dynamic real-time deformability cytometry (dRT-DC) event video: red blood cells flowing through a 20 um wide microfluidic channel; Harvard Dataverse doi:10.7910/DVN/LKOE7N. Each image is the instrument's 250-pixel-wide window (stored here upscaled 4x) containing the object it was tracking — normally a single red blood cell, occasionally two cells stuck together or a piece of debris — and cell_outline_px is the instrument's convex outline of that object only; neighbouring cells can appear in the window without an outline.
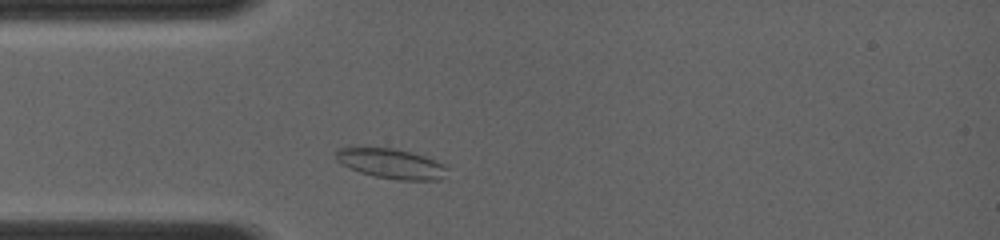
{"species": "common noctule bat (a hibernating species)", "species_latin": "Nyctalus noctula", "temperature_condition": "room temperature", "stored_images_in_passage": 29, "camera_frame_rate_fps": 4000, "um_per_image_px": 0.085, "animal": {"sex": "female", "body_mass_g": 19.0, "forearm_length_mm": 56.7}, "frame": {"image": 1, "passage_image": 3, "time_ms": 0.75, "image_size_px": [1000, 240], "cell_outline_px": [[448, 168], [440, 180], [396, 180], [376, 176], [360, 172], [348, 168], [336, 160], [336, 148], [348, 144], [396, 148], [412, 152], [436, 160], [444, 164]], "centroid_in_image_um": [33.15, 13.85], "position_along_channel_um": 51.9, "area_um2": 20.23}}
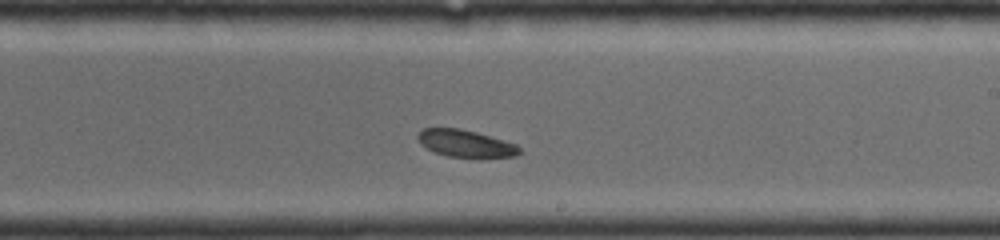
{"frame": {"image": 2, "passage_image": 18, "time_ms": 5.5, "image_size_px": [1000, 240], "cell_outline_px": [[520, 152], [516, 156], [448, 156], [432, 152], [420, 144], [416, 136], [424, 128], [460, 128], [476, 132], [516, 144], [520, 148]], "centroid_in_image_um": [39.51, 12.17], "position_along_channel_um": 249.5, "area_um2": 15.72}}
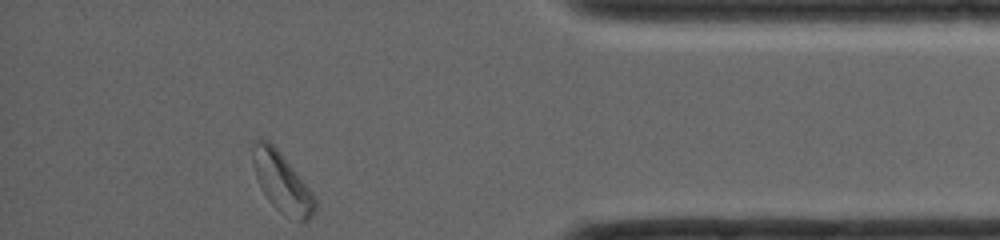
{"frame": {"image": 3, "passage_image": 29, "time_ms": 9.75, "image_size_px": [1000, 240], "cell_outline_px": [[316, 208], [312, 216], [304, 224], [276, 208], [268, 200], [260, 188], [256, 176], [252, 160], [252, 148], [260, 140], [268, 140], [280, 152], [312, 192], [316, 200]], "centroid_in_image_um": [23.98, 15.54], "position_along_channel_um": 411.2, "area_um2": 21.15}}